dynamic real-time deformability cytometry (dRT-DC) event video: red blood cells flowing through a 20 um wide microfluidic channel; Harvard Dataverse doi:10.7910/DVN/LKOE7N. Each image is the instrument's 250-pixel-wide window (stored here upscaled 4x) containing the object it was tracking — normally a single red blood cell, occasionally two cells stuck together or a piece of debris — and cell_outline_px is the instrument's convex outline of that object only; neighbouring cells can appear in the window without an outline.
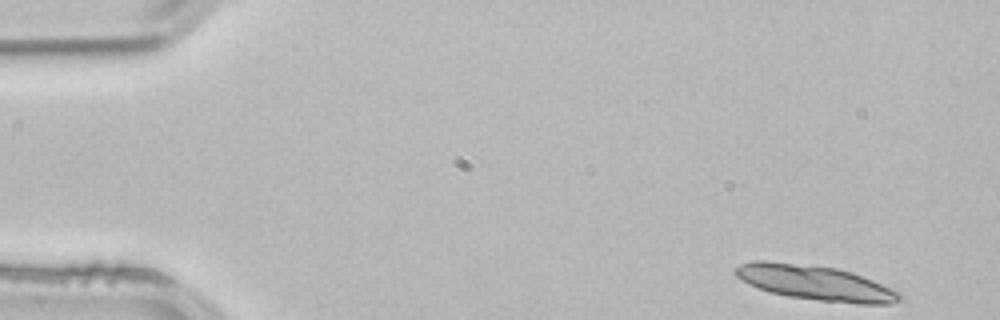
{"species": "common noctule bat (a hibernating species)", "species_latin": "Nyctalus noctula", "temperature_condition": "room temperature", "stored_images_in_passage": 4, "camera_frame_rate_fps": 3000, "um_per_image_px": 0.085, "animal": {"sex": "male", "body_mass_g": 21.5, "forearm_length_mm": 52.0}, "frame": {"image": 1, "passage_image": 1, "time_ms": 0.0, "image_size_px": [1000, 320], "cell_outline_px": [[904, 300], [888, 304], [856, 304], [820, 300], [788, 296], [772, 292], [748, 284], [736, 276], [732, 272], [740, 264], [752, 260], [768, 260], [836, 268], [852, 272], [872, 280], [900, 292], [904, 296]], "centroid_in_image_um": [69.32, 24.04], "position_along_channel_um": 15.7, "area_um2": 33.35}}